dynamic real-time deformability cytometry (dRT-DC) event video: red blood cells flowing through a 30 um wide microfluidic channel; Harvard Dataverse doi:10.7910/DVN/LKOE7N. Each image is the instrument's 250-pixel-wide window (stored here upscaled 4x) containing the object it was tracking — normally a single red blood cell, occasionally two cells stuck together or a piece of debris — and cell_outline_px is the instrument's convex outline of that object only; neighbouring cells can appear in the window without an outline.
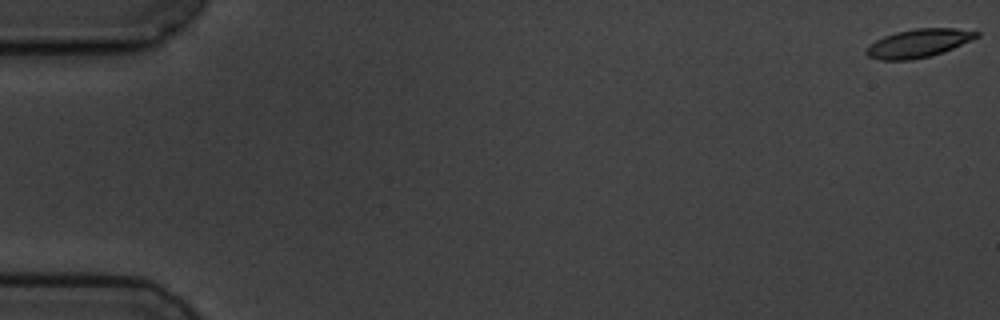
{"species": "common noctule bat (a hibernating species)", "species_latin": "Nyctalus noctula", "temperature_condition": "cold", "stored_images_in_passage": 6, "camera_frame_rate_fps": 3000, "um_per_image_px": 0.085, "animal": {"sex": "male", "body_mass_g": 19.5, "forearm_length_mm": 54.6}, "frame": {"image": 1, "passage_image": 1, "time_ms": 0.0, "image_size_px": [1000, 320], "cell_outline_px": [[980, 36], [944, 52], [912, 60], [880, 60], [868, 56], [864, 52], [868, 44], [884, 36], [896, 32], [916, 28], [956, 28], [980, 32]], "centroid_in_image_um": [78.05, 3.67], "position_along_channel_um": 6.9, "area_um2": 18.26}}